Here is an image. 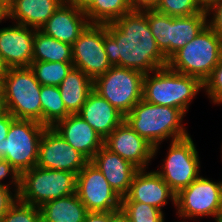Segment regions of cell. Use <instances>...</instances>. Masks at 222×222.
<instances>
[{
	"mask_svg": "<svg viewBox=\"0 0 222 222\" xmlns=\"http://www.w3.org/2000/svg\"><path fill=\"white\" fill-rule=\"evenodd\" d=\"M73 67L93 81L112 67L104 47V24H89L72 45Z\"/></svg>",
	"mask_w": 222,
	"mask_h": 222,
	"instance_id": "8fae6325",
	"label": "cell"
},
{
	"mask_svg": "<svg viewBox=\"0 0 222 222\" xmlns=\"http://www.w3.org/2000/svg\"><path fill=\"white\" fill-rule=\"evenodd\" d=\"M8 176H10L11 181H9V183L2 182ZM20 177H21V174L18 173L16 169L8 161L0 159V185L1 186L13 188L16 191V193H18L20 190Z\"/></svg>",
	"mask_w": 222,
	"mask_h": 222,
	"instance_id": "e575fe53",
	"label": "cell"
},
{
	"mask_svg": "<svg viewBox=\"0 0 222 222\" xmlns=\"http://www.w3.org/2000/svg\"><path fill=\"white\" fill-rule=\"evenodd\" d=\"M53 128L88 161H91L104 145V140L99 134L78 114H70L57 122Z\"/></svg>",
	"mask_w": 222,
	"mask_h": 222,
	"instance_id": "ac0fdd59",
	"label": "cell"
},
{
	"mask_svg": "<svg viewBox=\"0 0 222 222\" xmlns=\"http://www.w3.org/2000/svg\"><path fill=\"white\" fill-rule=\"evenodd\" d=\"M73 52L70 44L61 42L36 30L33 40V62L72 63Z\"/></svg>",
	"mask_w": 222,
	"mask_h": 222,
	"instance_id": "d4e9b609",
	"label": "cell"
},
{
	"mask_svg": "<svg viewBox=\"0 0 222 222\" xmlns=\"http://www.w3.org/2000/svg\"><path fill=\"white\" fill-rule=\"evenodd\" d=\"M45 128L33 120L14 119L7 138L0 143V159L8 161L20 174L35 167Z\"/></svg>",
	"mask_w": 222,
	"mask_h": 222,
	"instance_id": "52a82bcc",
	"label": "cell"
},
{
	"mask_svg": "<svg viewBox=\"0 0 222 222\" xmlns=\"http://www.w3.org/2000/svg\"><path fill=\"white\" fill-rule=\"evenodd\" d=\"M89 24L83 10L64 1L39 30L72 46Z\"/></svg>",
	"mask_w": 222,
	"mask_h": 222,
	"instance_id": "e0dca14e",
	"label": "cell"
},
{
	"mask_svg": "<svg viewBox=\"0 0 222 222\" xmlns=\"http://www.w3.org/2000/svg\"><path fill=\"white\" fill-rule=\"evenodd\" d=\"M120 208L130 222H164L165 216L160 209L137 201H121Z\"/></svg>",
	"mask_w": 222,
	"mask_h": 222,
	"instance_id": "f546056e",
	"label": "cell"
},
{
	"mask_svg": "<svg viewBox=\"0 0 222 222\" xmlns=\"http://www.w3.org/2000/svg\"><path fill=\"white\" fill-rule=\"evenodd\" d=\"M5 70H6V68H5V66H4V64H3V62L0 58V77L5 72Z\"/></svg>",
	"mask_w": 222,
	"mask_h": 222,
	"instance_id": "7bdbcfd3",
	"label": "cell"
},
{
	"mask_svg": "<svg viewBox=\"0 0 222 222\" xmlns=\"http://www.w3.org/2000/svg\"><path fill=\"white\" fill-rule=\"evenodd\" d=\"M65 0H9L13 23L39 30Z\"/></svg>",
	"mask_w": 222,
	"mask_h": 222,
	"instance_id": "44dd1931",
	"label": "cell"
},
{
	"mask_svg": "<svg viewBox=\"0 0 222 222\" xmlns=\"http://www.w3.org/2000/svg\"><path fill=\"white\" fill-rule=\"evenodd\" d=\"M67 3L74 5L77 9L85 11L94 0H65Z\"/></svg>",
	"mask_w": 222,
	"mask_h": 222,
	"instance_id": "60d3db41",
	"label": "cell"
},
{
	"mask_svg": "<svg viewBox=\"0 0 222 222\" xmlns=\"http://www.w3.org/2000/svg\"><path fill=\"white\" fill-rule=\"evenodd\" d=\"M169 147L160 169L155 171L178 194L200 176V159L190 135L170 141Z\"/></svg>",
	"mask_w": 222,
	"mask_h": 222,
	"instance_id": "9c48e42d",
	"label": "cell"
},
{
	"mask_svg": "<svg viewBox=\"0 0 222 222\" xmlns=\"http://www.w3.org/2000/svg\"><path fill=\"white\" fill-rule=\"evenodd\" d=\"M39 209L42 222H83L88 213L76 193L47 201Z\"/></svg>",
	"mask_w": 222,
	"mask_h": 222,
	"instance_id": "603a6c76",
	"label": "cell"
},
{
	"mask_svg": "<svg viewBox=\"0 0 222 222\" xmlns=\"http://www.w3.org/2000/svg\"><path fill=\"white\" fill-rule=\"evenodd\" d=\"M132 11L156 10L160 0H128Z\"/></svg>",
	"mask_w": 222,
	"mask_h": 222,
	"instance_id": "8d00e7d4",
	"label": "cell"
},
{
	"mask_svg": "<svg viewBox=\"0 0 222 222\" xmlns=\"http://www.w3.org/2000/svg\"><path fill=\"white\" fill-rule=\"evenodd\" d=\"M58 87L69 114H78L88 95L94 90L93 80L75 67L71 68Z\"/></svg>",
	"mask_w": 222,
	"mask_h": 222,
	"instance_id": "7402d4cb",
	"label": "cell"
},
{
	"mask_svg": "<svg viewBox=\"0 0 222 222\" xmlns=\"http://www.w3.org/2000/svg\"><path fill=\"white\" fill-rule=\"evenodd\" d=\"M215 222H222V212H219L215 217Z\"/></svg>",
	"mask_w": 222,
	"mask_h": 222,
	"instance_id": "ee69618b",
	"label": "cell"
},
{
	"mask_svg": "<svg viewBox=\"0 0 222 222\" xmlns=\"http://www.w3.org/2000/svg\"><path fill=\"white\" fill-rule=\"evenodd\" d=\"M76 194L88 212H113L120 209L122 198L90 161L77 174Z\"/></svg>",
	"mask_w": 222,
	"mask_h": 222,
	"instance_id": "7c38bea8",
	"label": "cell"
},
{
	"mask_svg": "<svg viewBox=\"0 0 222 222\" xmlns=\"http://www.w3.org/2000/svg\"><path fill=\"white\" fill-rule=\"evenodd\" d=\"M205 4L209 1V0H202Z\"/></svg>",
	"mask_w": 222,
	"mask_h": 222,
	"instance_id": "f6af8a7d",
	"label": "cell"
},
{
	"mask_svg": "<svg viewBox=\"0 0 222 222\" xmlns=\"http://www.w3.org/2000/svg\"><path fill=\"white\" fill-rule=\"evenodd\" d=\"M40 91L30 67L7 68L0 77V107L15 119L42 123Z\"/></svg>",
	"mask_w": 222,
	"mask_h": 222,
	"instance_id": "3957f363",
	"label": "cell"
},
{
	"mask_svg": "<svg viewBox=\"0 0 222 222\" xmlns=\"http://www.w3.org/2000/svg\"><path fill=\"white\" fill-rule=\"evenodd\" d=\"M9 19L8 1L0 0V24Z\"/></svg>",
	"mask_w": 222,
	"mask_h": 222,
	"instance_id": "b9f144b4",
	"label": "cell"
},
{
	"mask_svg": "<svg viewBox=\"0 0 222 222\" xmlns=\"http://www.w3.org/2000/svg\"><path fill=\"white\" fill-rule=\"evenodd\" d=\"M104 47L112 66L144 74L167 66L168 60L157 46L146 11H131L104 24Z\"/></svg>",
	"mask_w": 222,
	"mask_h": 222,
	"instance_id": "6da1fadb",
	"label": "cell"
},
{
	"mask_svg": "<svg viewBox=\"0 0 222 222\" xmlns=\"http://www.w3.org/2000/svg\"><path fill=\"white\" fill-rule=\"evenodd\" d=\"M131 11L128 0H94L84 12L90 24H107Z\"/></svg>",
	"mask_w": 222,
	"mask_h": 222,
	"instance_id": "484cf974",
	"label": "cell"
},
{
	"mask_svg": "<svg viewBox=\"0 0 222 222\" xmlns=\"http://www.w3.org/2000/svg\"><path fill=\"white\" fill-rule=\"evenodd\" d=\"M146 17L158 48L168 60L170 58V16L156 10H147Z\"/></svg>",
	"mask_w": 222,
	"mask_h": 222,
	"instance_id": "f1b7e54d",
	"label": "cell"
},
{
	"mask_svg": "<svg viewBox=\"0 0 222 222\" xmlns=\"http://www.w3.org/2000/svg\"><path fill=\"white\" fill-rule=\"evenodd\" d=\"M207 19L206 9L195 15L170 16V57L198 35Z\"/></svg>",
	"mask_w": 222,
	"mask_h": 222,
	"instance_id": "cb8c5ba5",
	"label": "cell"
},
{
	"mask_svg": "<svg viewBox=\"0 0 222 222\" xmlns=\"http://www.w3.org/2000/svg\"><path fill=\"white\" fill-rule=\"evenodd\" d=\"M176 215L179 218L215 217L222 212V181L199 176L176 194Z\"/></svg>",
	"mask_w": 222,
	"mask_h": 222,
	"instance_id": "30bf717a",
	"label": "cell"
},
{
	"mask_svg": "<svg viewBox=\"0 0 222 222\" xmlns=\"http://www.w3.org/2000/svg\"><path fill=\"white\" fill-rule=\"evenodd\" d=\"M90 162L102 172L109 185L121 198L128 194L133 176L138 170L133 164L111 152L104 145Z\"/></svg>",
	"mask_w": 222,
	"mask_h": 222,
	"instance_id": "d6986e66",
	"label": "cell"
},
{
	"mask_svg": "<svg viewBox=\"0 0 222 222\" xmlns=\"http://www.w3.org/2000/svg\"><path fill=\"white\" fill-rule=\"evenodd\" d=\"M88 162L53 127L45 128L41 136L36 166L78 174Z\"/></svg>",
	"mask_w": 222,
	"mask_h": 222,
	"instance_id": "4fadbf2b",
	"label": "cell"
},
{
	"mask_svg": "<svg viewBox=\"0 0 222 222\" xmlns=\"http://www.w3.org/2000/svg\"><path fill=\"white\" fill-rule=\"evenodd\" d=\"M36 30L17 23L0 28V58L6 69L31 65Z\"/></svg>",
	"mask_w": 222,
	"mask_h": 222,
	"instance_id": "9a60e30c",
	"label": "cell"
},
{
	"mask_svg": "<svg viewBox=\"0 0 222 222\" xmlns=\"http://www.w3.org/2000/svg\"><path fill=\"white\" fill-rule=\"evenodd\" d=\"M29 67L41 85L58 87L73 67V63L32 62Z\"/></svg>",
	"mask_w": 222,
	"mask_h": 222,
	"instance_id": "83f0119b",
	"label": "cell"
},
{
	"mask_svg": "<svg viewBox=\"0 0 222 222\" xmlns=\"http://www.w3.org/2000/svg\"><path fill=\"white\" fill-rule=\"evenodd\" d=\"M201 90L203 83L198 78L181 74L168 66L146 73L143 78V99L146 102L177 108L184 114Z\"/></svg>",
	"mask_w": 222,
	"mask_h": 222,
	"instance_id": "277c9868",
	"label": "cell"
},
{
	"mask_svg": "<svg viewBox=\"0 0 222 222\" xmlns=\"http://www.w3.org/2000/svg\"><path fill=\"white\" fill-rule=\"evenodd\" d=\"M14 119L8 111L0 109V143L7 138L11 122Z\"/></svg>",
	"mask_w": 222,
	"mask_h": 222,
	"instance_id": "74e56055",
	"label": "cell"
},
{
	"mask_svg": "<svg viewBox=\"0 0 222 222\" xmlns=\"http://www.w3.org/2000/svg\"><path fill=\"white\" fill-rule=\"evenodd\" d=\"M202 0H160L156 11L171 17L195 15L205 10Z\"/></svg>",
	"mask_w": 222,
	"mask_h": 222,
	"instance_id": "4dcf8cb0",
	"label": "cell"
},
{
	"mask_svg": "<svg viewBox=\"0 0 222 222\" xmlns=\"http://www.w3.org/2000/svg\"><path fill=\"white\" fill-rule=\"evenodd\" d=\"M78 115L105 140L124 121V115L94 90Z\"/></svg>",
	"mask_w": 222,
	"mask_h": 222,
	"instance_id": "ffe728a7",
	"label": "cell"
},
{
	"mask_svg": "<svg viewBox=\"0 0 222 222\" xmlns=\"http://www.w3.org/2000/svg\"><path fill=\"white\" fill-rule=\"evenodd\" d=\"M104 146L133 164L138 170L148 168L154 159V147L125 121L104 140Z\"/></svg>",
	"mask_w": 222,
	"mask_h": 222,
	"instance_id": "5bb4252c",
	"label": "cell"
},
{
	"mask_svg": "<svg viewBox=\"0 0 222 222\" xmlns=\"http://www.w3.org/2000/svg\"><path fill=\"white\" fill-rule=\"evenodd\" d=\"M40 101L42 106V124L53 127L70 114L61 98L59 87L41 85Z\"/></svg>",
	"mask_w": 222,
	"mask_h": 222,
	"instance_id": "4316f807",
	"label": "cell"
},
{
	"mask_svg": "<svg viewBox=\"0 0 222 222\" xmlns=\"http://www.w3.org/2000/svg\"><path fill=\"white\" fill-rule=\"evenodd\" d=\"M171 200L176 207V194L154 170L139 169L134 174L128 194L121 201H137L154 206L162 211Z\"/></svg>",
	"mask_w": 222,
	"mask_h": 222,
	"instance_id": "2e32d148",
	"label": "cell"
},
{
	"mask_svg": "<svg viewBox=\"0 0 222 222\" xmlns=\"http://www.w3.org/2000/svg\"><path fill=\"white\" fill-rule=\"evenodd\" d=\"M203 90L212 103L222 104V57L210 76L204 81Z\"/></svg>",
	"mask_w": 222,
	"mask_h": 222,
	"instance_id": "d6a6232c",
	"label": "cell"
},
{
	"mask_svg": "<svg viewBox=\"0 0 222 222\" xmlns=\"http://www.w3.org/2000/svg\"><path fill=\"white\" fill-rule=\"evenodd\" d=\"M0 222H42L40 209L17 199Z\"/></svg>",
	"mask_w": 222,
	"mask_h": 222,
	"instance_id": "1f68e13d",
	"label": "cell"
},
{
	"mask_svg": "<svg viewBox=\"0 0 222 222\" xmlns=\"http://www.w3.org/2000/svg\"><path fill=\"white\" fill-rule=\"evenodd\" d=\"M109 222H130L127 215L122 211V209L109 212Z\"/></svg>",
	"mask_w": 222,
	"mask_h": 222,
	"instance_id": "ab89813d",
	"label": "cell"
},
{
	"mask_svg": "<svg viewBox=\"0 0 222 222\" xmlns=\"http://www.w3.org/2000/svg\"><path fill=\"white\" fill-rule=\"evenodd\" d=\"M184 117L185 114L180 109L148 103L141 99L124 116V121L154 147L155 157L160 144L166 139L174 141L190 135L182 124Z\"/></svg>",
	"mask_w": 222,
	"mask_h": 222,
	"instance_id": "7a4b0ae2",
	"label": "cell"
},
{
	"mask_svg": "<svg viewBox=\"0 0 222 222\" xmlns=\"http://www.w3.org/2000/svg\"><path fill=\"white\" fill-rule=\"evenodd\" d=\"M144 73L112 66L93 81V89L124 116L143 99Z\"/></svg>",
	"mask_w": 222,
	"mask_h": 222,
	"instance_id": "ba28073f",
	"label": "cell"
},
{
	"mask_svg": "<svg viewBox=\"0 0 222 222\" xmlns=\"http://www.w3.org/2000/svg\"><path fill=\"white\" fill-rule=\"evenodd\" d=\"M77 174L38 166L21 174L18 199L40 207L47 201L76 193Z\"/></svg>",
	"mask_w": 222,
	"mask_h": 222,
	"instance_id": "8992f818",
	"label": "cell"
},
{
	"mask_svg": "<svg viewBox=\"0 0 222 222\" xmlns=\"http://www.w3.org/2000/svg\"><path fill=\"white\" fill-rule=\"evenodd\" d=\"M83 222H109V212H88Z\"/></svg>",
	"mask_w": 222,
	"mask_h": 222,
	"instance_id": "f35d334b",
	"label": "cell"
},
{
	"mask_svg": "<svg viewBox=\"0 0 222 222\" xmlns=\"http://www.w3.org/2000/svg\"><path fill=\"white\" fill-rule=\"evenodd\" d=\"M11 189L12 188L0 185V219L9 210L11 205L18 199V193Z\"/></svg>",
	"mask_w": 222,
	"mask_h": 222,
	"instance_id": "d590c367",
	"label": "cell"
},
{
	"mask_svg": "<svg viewBox=\"0 0 222 222\" xmlns=\"http://www.w3.org/2000/svg\"><path fill=\"white\" fill-rule=\"evenodd\" d=\"M205 9L210 18L207 19V25L222 38V0H209Z\"/></svg>",
	"mask_w": 222,
	"mask_h": 222,
	"instance_id": "836d02e7",
	"label": "cell"
},
{
	"mask_svg": "<svg viewBox=\"0 0 222 222\" xmlns=\"http://www.w3.org/2000/svg\"><path fill=\"white\" fill-rule=\"evenodd\" d=\"M221 57L222 38L206 25L194 39L168 59L167 66L204 83Z\"/></svg>",
	"mask_w": 222,
	"mask_h": 222,
	"instance_id": "5b68a950",
	"label": "cell"
}]
</instances>
